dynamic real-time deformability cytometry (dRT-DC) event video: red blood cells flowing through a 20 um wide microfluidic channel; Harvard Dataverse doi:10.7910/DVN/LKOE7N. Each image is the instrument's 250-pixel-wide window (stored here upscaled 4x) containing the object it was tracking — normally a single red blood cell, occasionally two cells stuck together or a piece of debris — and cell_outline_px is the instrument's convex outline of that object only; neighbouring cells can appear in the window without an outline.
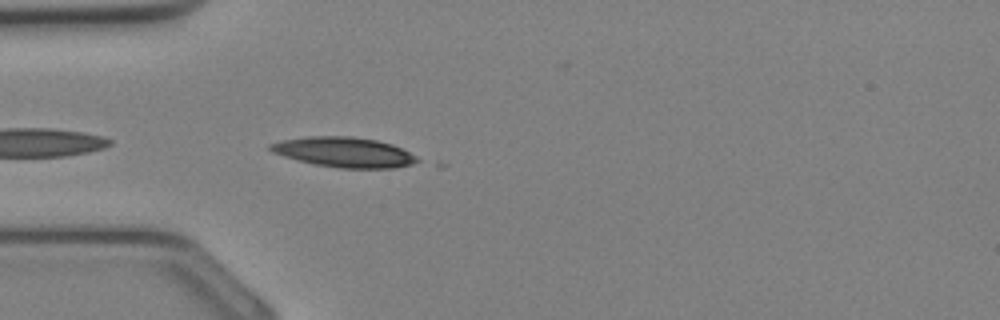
{"species": "Egyptian fruit bat (a non-hibernating species)", "species_latin": "Rousettus aegyptiacus", "temperature_condition": "cold", "stored_images_in_passage": 10, "camera_frame_rate_fps": 3000, "um_per_image_px": 0.085, "animal": {"sex": "female"}, "frame": {"image": 1, "passage_image": 1, "time_ms": 0.0, "image_size_px": [1000, 320], "cell_outline_px": [[420, 160], [412, 164], [396, 168], [340, 168], [316, 164], [284, 156], [272, 152], [268, 148], [268, 144], [284, 140], [308, 136], [352, 136], [376, 140], [392, 144], [416, 156]], "centroid_in_image_um": [29.26, 12.93], "position_along_channel_um": 55.7, "area_um2": 25.49}}